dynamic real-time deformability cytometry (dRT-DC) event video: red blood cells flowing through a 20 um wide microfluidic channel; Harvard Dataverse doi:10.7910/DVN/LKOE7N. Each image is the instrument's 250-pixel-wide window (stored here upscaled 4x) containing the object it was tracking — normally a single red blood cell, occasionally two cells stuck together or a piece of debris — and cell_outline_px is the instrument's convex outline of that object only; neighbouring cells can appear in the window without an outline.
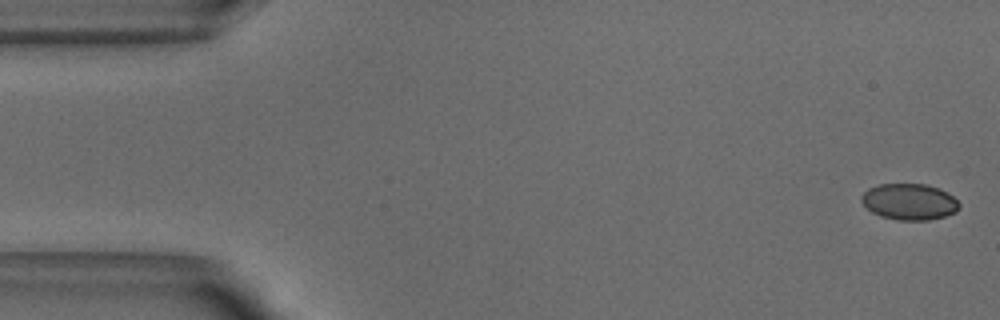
{"species": "common noctule bat (a hibernating species)", "species_latin": "Nyctalus noctula", "temperature_condition": "warm", "stored_images_in_passage": 5, "camera_frame_rate_fps": 3000, "um_per_image_px": 0.085, "animal": {"sex": "male", "body_mass_g": 18.8}, "frame": {"image": 1, "passage_image": 1, "time_ms": 0.0, "image_size_px": [1000, 320], "cell_outline_px": [[960, 204], [956, 212], [944, 216], [928, 220], [896, 220], [880, 216], [872, 212], [860, 200], [860, 196], [868, 188], [880, 184], [928, 184], [940, 188], [952, 196]], "centroid_in_image_um": [77.28, 17.14], "position_along_channel_um": 7.7, "area_um2": 20.69}}